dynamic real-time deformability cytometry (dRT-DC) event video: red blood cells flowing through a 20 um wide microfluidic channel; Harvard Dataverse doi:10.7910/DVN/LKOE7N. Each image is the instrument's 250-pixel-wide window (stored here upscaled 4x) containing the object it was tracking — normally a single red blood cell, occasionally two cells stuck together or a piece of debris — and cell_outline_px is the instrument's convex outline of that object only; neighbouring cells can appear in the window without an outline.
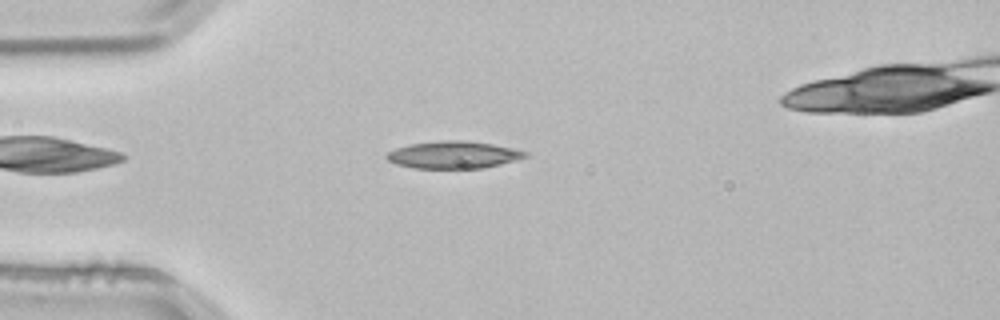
{"species": "common noctule bat (a hibernating species)", "species_latin": "Nyctalus noctula", "temperature_condition": "room temperature", "stored_images_in_passage": 4, "camera_frame_rate_fps": 3000, "um_per_image_px": 0.085, "animal": {"sex": "male", "body_mass_g": 21.5, "forearm_length_mm": 52.0}, "frame": {"image": 1, "passage_image": 3, "time_ms": 0.667, "image_size_px": [1000, 320], "cell_outline_px": [[528, 156], [516, 160], [484, 168], [412, 168], [396, 164], [388, 160], [384, 156], [388, 152], [396, 148], [408, 144], [440, 140], [464, 140], [492, 144], [512, 148], [528, 152]], "centroid_in_image_um": [38.52, 13.15], "position_along_channel_um": 46.5, "area_um2": 22.08}}